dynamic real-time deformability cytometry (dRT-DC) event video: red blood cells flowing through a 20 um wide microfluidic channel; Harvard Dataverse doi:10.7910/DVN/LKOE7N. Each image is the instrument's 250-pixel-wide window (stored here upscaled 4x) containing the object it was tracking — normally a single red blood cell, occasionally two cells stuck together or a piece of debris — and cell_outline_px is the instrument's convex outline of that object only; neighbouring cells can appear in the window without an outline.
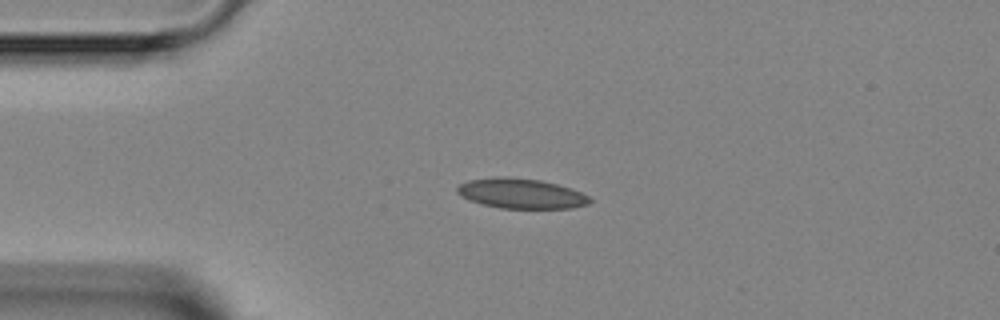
{"species": "Egyptian fruit bat (a non-hibernating species)", "species_latin": "Rousettus aegyptiacus", "temperature_condition": "room temperature", "stored_images_in_passage": 3, "camera_frame_rate_fps": 3000, "um_per_image_px": 0.085, "animal": {"sex": "female"}, "frame": {"image": 1, "passage_image": 1, "time_ms": 0.0, "image_size_px": [1000, 320], "cell_outline_px": [[592, 200], [588, 204], [572, 208], [500, 208], [468, 200], [460, 196], [456, 192], [456, 188], [460, 184], [468, 180], [496, 176], [508, 176], [540, 180], [572, 188], [588, 196]], "centroid_in_image_um": [44.26, 16.44], "position_along_channel_um": 40.7, "area_um2": 23.29}}
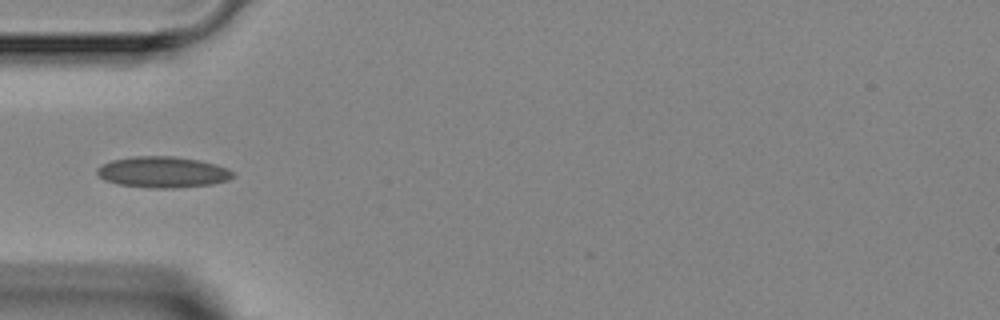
{"frame": {"image": 2, "passage_image": 2, "time_ms": 1.333, "image_size_px": [1000, 320], "cell_outline_px": [[236, 176], [228, 180], [212, 184], [176, 188], [152, 188], [120, 184], [104, 180], [96, 172], [96, 168], [100, 164], [112, 160], [136, 156], [172, 156], [196, 160], [216, 164], [228, 168], [236, 172]], "centroid_in_image_um": [13.86, 14.63], "position_along_channel_um": 71.1, "area_um2": 24.68}}
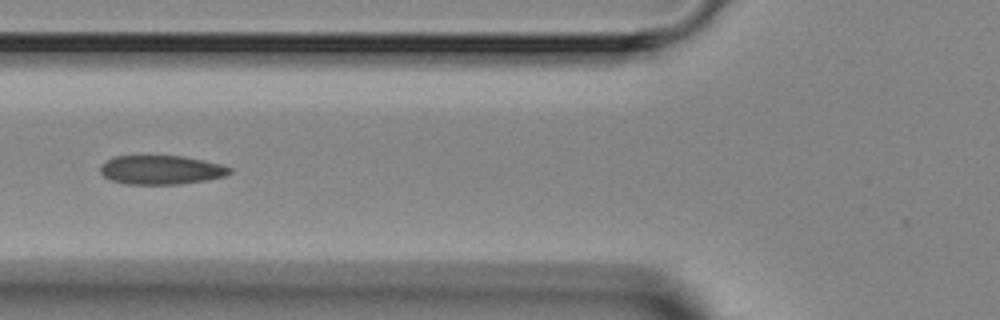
{"frame": {"image": 3, "passage_image": 3, "time_ms": 2.333, "image_size_px": [1000, 320], "cell_outline_px": [[232, 172], [224, 176], [208, 180], [180, 184], [124, 184], [112, 180], [104, 176], [100, 172], [100, 164], [116, 156], [184, 156], [220, 164], [232, 168]], "centroid_in_image_um": [13.7, 14.44], "position_along_channel_um": 112.1, "area_um2": 21.85}}